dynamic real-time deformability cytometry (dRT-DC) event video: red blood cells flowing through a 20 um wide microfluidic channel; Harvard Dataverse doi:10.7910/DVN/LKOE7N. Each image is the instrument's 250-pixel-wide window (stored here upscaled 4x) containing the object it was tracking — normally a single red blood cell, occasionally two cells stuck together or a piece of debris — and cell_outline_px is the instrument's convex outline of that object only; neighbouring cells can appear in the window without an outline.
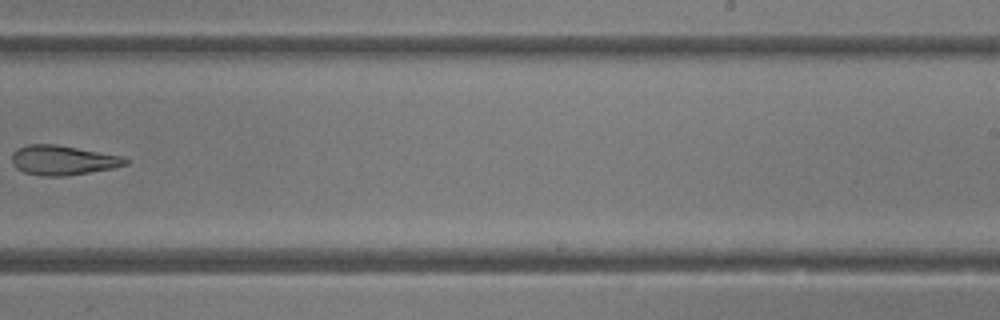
{"species": "common noctule bat (a hibernating species)", "species_latin": "Nyctalus noctula", "temperature_condition": "room temperature", "stored_images_in_passage": 26, "camera_frame_rate_fps": 3000, "um_per_image_px": 0.085, "animal": {"sex": "female"}, "frame": {"image": 1, "passage_image": 15, "time_ms": 4.667, "image_size_px": [1000, 320], "cell_outline_px": [[128, 164], [112, 168], [64, 176], [44, 176], [24, 172], [16, 168], [12, 164], [12, 152], [16, 148], [28, 144], [56, 144], [120, 156], [128, 160]], "centroid_in_image_um": [5.27, 13.61], "position_along_channel_um": 283.7, "area_um2": 19.42}}